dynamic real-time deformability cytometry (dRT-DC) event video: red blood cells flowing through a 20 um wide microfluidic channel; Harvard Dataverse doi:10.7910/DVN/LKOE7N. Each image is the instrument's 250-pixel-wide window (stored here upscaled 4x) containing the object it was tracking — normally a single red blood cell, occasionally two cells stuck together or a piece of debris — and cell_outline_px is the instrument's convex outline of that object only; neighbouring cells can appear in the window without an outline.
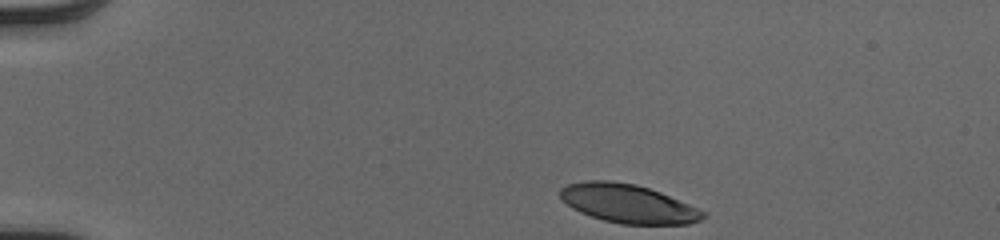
{"species": "human", "species_latin": "Homo sapiens", "temperature_condition": "cold", "stored_images_in_passage": 38, "camera_frame_rate_fps": 3000, "um_per_image_px": 0.085, "donor": {"sex": "male"}, "frame": {"image": 1, "passage_image": 1, "time_ms": 0.0, "image_size_px": [1000, 240], "cell_outline_px": [[708, 216], [700, 220], [688, 224], [620, 224], [604, 220], [580, 212], [572, 208], [560, 196], [560, 188], [568, 184], [584, 180], [608, 180], [636, 184], [660, 192], [708, 212]], "centroid_in_image_um": [53.41, 17.3], "position_along_channel_um": 31.6, "area_um2": 32.19}}
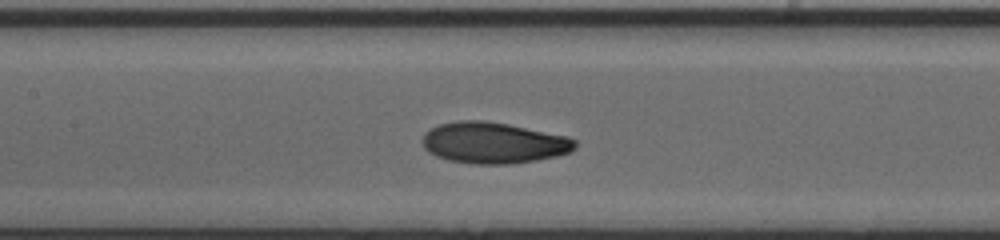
{"frame": {"image": 2, "passage_image": 17, "time_ms": 5.333, "image_size_px": [1000, 240], "cell_outline_px": [[576, 148], [568, 152], [556, 156], [536, 160], [508, 164], [472, 164], [448, 160], [436, 156], [428, 152], [424, 148], [420, 140], [424, 132], [440, 124], [456, 120], [484, 120], [508, 124], [568, 136], [576, 140]], "centroid_in_image_um": [41.91, 12.13], "position_along_channel_um": 165.5, "area_um2": 36.88}}
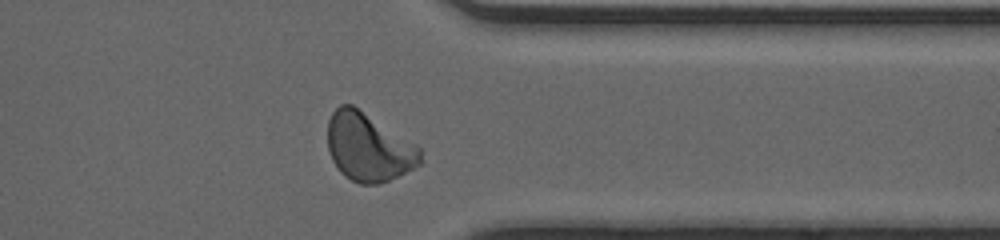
{"frame": {"image": 3, "passage_image": 33, "time_ms": 10.667, "image_size_px": [1000, 240], "cell_outline_px": [[424, 164], [388, 180], [376, 184], [360, 184], [344, 176], [340, 172], [332, 160], [328, 148], [328, 120], [332, 112], [340, 104], [352, 104], [416, 144], [420, 148]], "centroid_in_image_um": [31.34, 12.52], "position_along_channel_um": 380.1, "area_um2": 36.99}, "authors_computed_cell_mechanics": {"area_um2": 35.258, "velocity_mm_per_s": 4.0759, "shape_relaxation_time_tau1_ms": 3.0638, "shape_relaxation_time_tau2_ms": 1.9121, "deformation_change_tau1": 0.1806, "deformation_change_tau2": 0.0749}}